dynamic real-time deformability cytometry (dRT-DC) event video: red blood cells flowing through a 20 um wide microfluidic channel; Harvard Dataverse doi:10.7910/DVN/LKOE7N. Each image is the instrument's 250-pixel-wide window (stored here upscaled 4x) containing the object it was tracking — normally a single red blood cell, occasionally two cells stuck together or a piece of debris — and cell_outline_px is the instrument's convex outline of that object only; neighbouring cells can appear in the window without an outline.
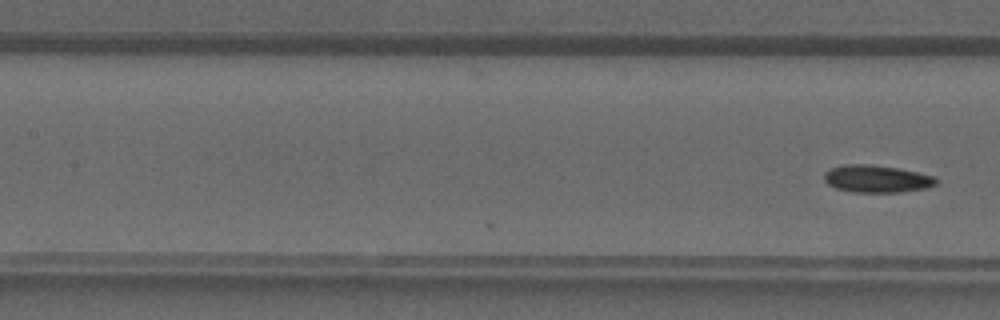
{"species": "common noctule bat (a hibernating species)", "species_latin": "Nyctalus noctula", "temperature_condition": "warm", "stored_images_in_passage": 8, "camera_frame_rate_fps": 3000, "um_per_image_px": 0.085, "animal": {"sex": "male", "forearm_length_mm": 52.5}, "frame": {"image": 1, "passage_image": 8, "time_ms": 2.333, "image_size_px": [1000, 320], "cell_outline_px": [[940, 180], [936, 184], [928, 188], [900, 192], [852, 192], [836, 188], [828, 184], [824, 180], [824, 172], [828, 168], [844, 164], [872, 164], [896, 168], [936, 176]], "centroid_in_image_um": [74.52, 15.19], "position_along_channel_um": 132.9, "area_um2": 18.09}}